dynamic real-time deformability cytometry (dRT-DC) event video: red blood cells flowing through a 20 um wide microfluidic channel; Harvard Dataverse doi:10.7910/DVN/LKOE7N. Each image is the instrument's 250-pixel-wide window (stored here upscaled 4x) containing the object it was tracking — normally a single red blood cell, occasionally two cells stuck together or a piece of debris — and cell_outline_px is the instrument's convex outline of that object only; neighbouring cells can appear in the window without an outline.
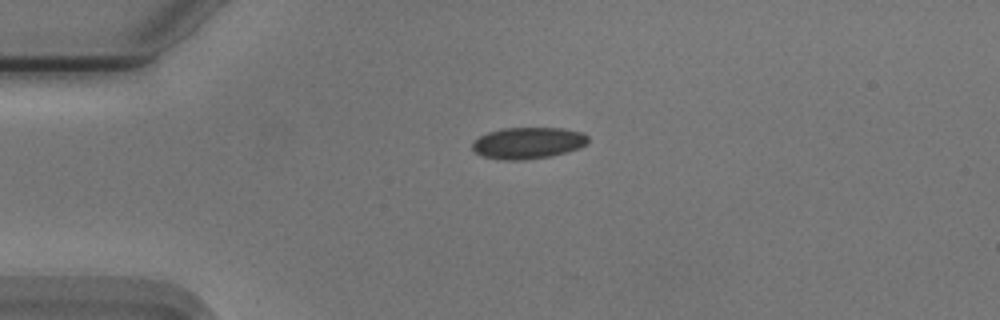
{"species": "Egyptian fruit bat (a non-hibernating species)", "species_latin": "Rousettus aegyptiacus", "temperature_condition": "cold", "stored_images_in_passage": 43, "camera_frame_rate_fps": 3000, "um_per_image_px": 0.085, "animal": {"sex": "male"}, "frame": {"image": 1, "passage_image": 1, "time_ms": 0.0, "image_size_px": [1000, 320], "cell_outline_px": [[588, 144], [580, 148], [568, 152], [552, 156], [524, 160], [504, 160], [480, 156], [472, 148], [472, 140], [488, 132], [504, 128], [564, 128], [584, 132], [588, 136]], "centroid_in_image_um": [44.91, 12.16], "position_along_channel_um": 40.1, "area_um2": 21.62}}
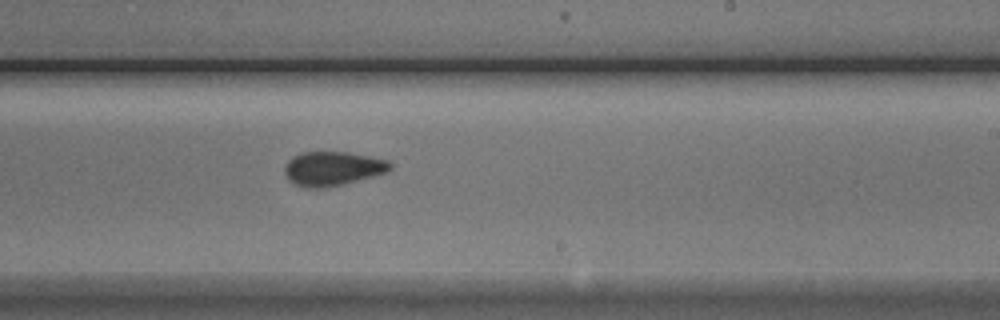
{"frame": {"image": 2, "passage_image": 21, "time_ms": 6.667, "image_size_px": [1000, 320], "cell_outline_px": [[392, 168], [388, 172], [344, 184], [324, 188], [304, 188], [292, 184], [288, 180], [284, 172], [284, 168], [288, 160], [292, 156], [304, 152], [348, 152], [388, 160], [392, 164]], "centroid_in_image_um": [28.25, 14.34], "position_along_channel_um": 260.7, "area_um2": 21.27}}
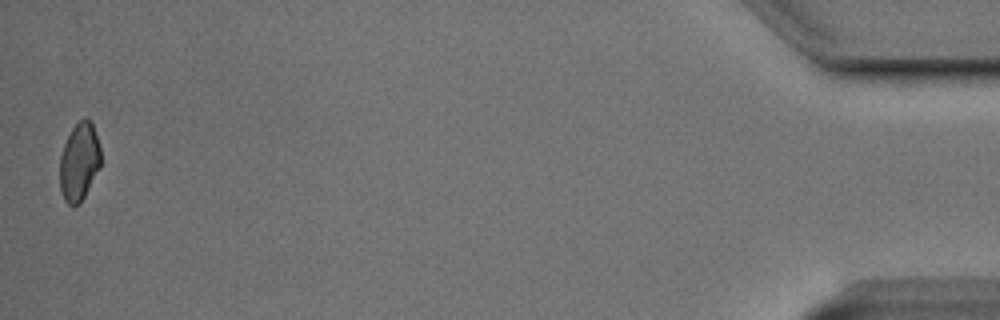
{"frame": {"image": 3, "passage_image": 42, "time_ms": 13.667, "image_size_px": [1000, 320], "cell_outline_px": [[100, 168], [80, 204], [72, 208], [64, 200], [60, 188], [60, 156], [64, 144], [72, 128], [84, 116], [92, 124], [100, 148]], "centroid_in_image_um": [6.72, 13.8], "position_along_channel_um": 428.5, "area_um2": 18.61}, "authors_computed_cell_mechanics": {"area_um2": 20.3456, "velocity_mm_per_s": 3.7497, "shape_relaxation_time_tau1_ms": 4.5048, "shape_relaxation_time_tau2_ms": 1.5578, "deformation_change_tau1": 0.0837, "deformation_change_tau2": 0.0557}}